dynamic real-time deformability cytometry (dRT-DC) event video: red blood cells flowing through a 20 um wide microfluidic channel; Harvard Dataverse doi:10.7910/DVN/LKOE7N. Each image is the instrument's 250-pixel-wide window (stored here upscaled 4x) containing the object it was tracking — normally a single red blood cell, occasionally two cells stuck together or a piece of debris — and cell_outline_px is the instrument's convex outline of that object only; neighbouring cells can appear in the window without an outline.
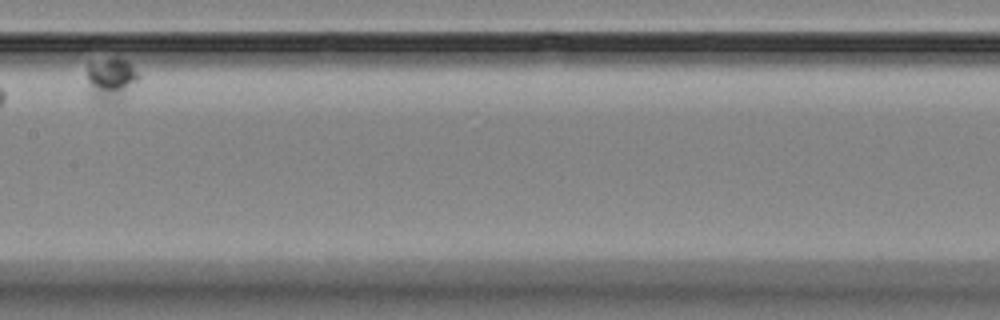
{"species": "Egyptian fruit bat (a non-hibernating species)", "species_latin": "Rousettus aegyptiacus", "temperature_condition": "room temperature", "stored_images_in_passage": 10, "segment_of_instrument_passage": [4, 4], "camera_frame_rate_fps": 3000, "um_per_image_px": 0.085, "animal": {"sex": "female"}, "frame": {"image": 1, "passage_image": 8, "time_ms": 9.0, "image_size_px": [1000, 320], "cell_outline_px": [[140, 80], [124, 100], [116, 104], [100, 104], [92, 100], [88, 96], [88, 60], [124, 60], [140, 76]], "centroid_in_image_um": [9.4, 6.88], "position_along_channel_um": 198.0, "area_um2": 13.58}}
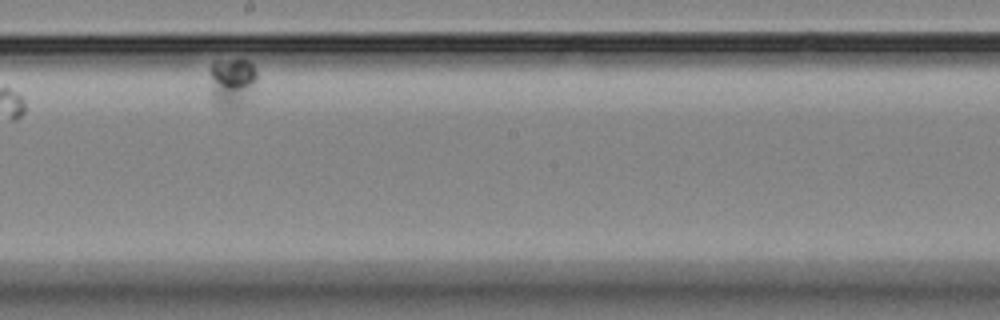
{"frame": {"image": 2, "passage_image": 9, "time_ms": 10.333, "image_size_px": [1000, 320], "cell_outline_px": [[256, 80], [240, 104], [232, 108], [216, 108], [212, 100], [208, 72], [208, 68], [212, 60], [240, 56], [248, 60], [256, 68]], "centroid_in_image_um": [19.6, 6.87], "position_along_channel_um": 228.6, "area_um2": 14.1}}